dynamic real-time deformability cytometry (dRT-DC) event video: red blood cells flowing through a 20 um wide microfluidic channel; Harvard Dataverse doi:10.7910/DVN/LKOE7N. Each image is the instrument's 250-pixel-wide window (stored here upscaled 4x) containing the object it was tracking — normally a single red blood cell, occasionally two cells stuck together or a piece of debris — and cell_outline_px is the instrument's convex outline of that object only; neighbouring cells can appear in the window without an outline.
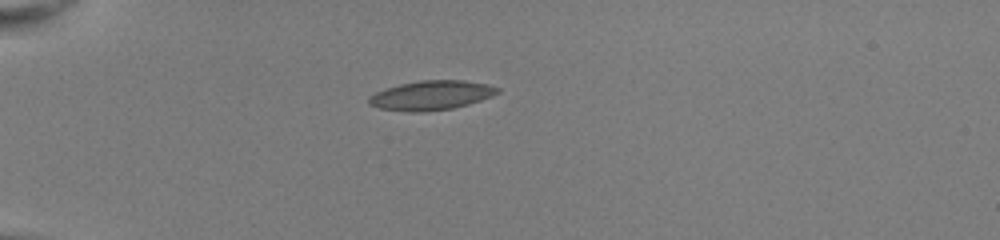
{"species": "common noctule bat (a hibernating species)", "species_latin": "Nyctalus noctula", "temperature_condition": "room temperature", "stored_images_in_passage": 37, "camera_frame_rate_fps": 3000, "um_per_image_px": 0.085, "animal": {"sex": "female", "body_mass_g": 22.0, "forearm_length_mm": 56.7}, "frame": {"image": 1, "passage_image": 1, "time_ms": 0.0, "image_size_px": [1000, 240], "cell_outline_px": [[500, 92], [492, 96], [468, 104], [452, 108], [420, 112], [412, 112], [380, 108], [368, 104], [368, 96], [376, 92], [400, 84], [420, 80], [464, 80], [488, 84], [500, 88]], "centroid_in_image_um": [36.67, 8.09], "position_along_channel_um": 48.3, "area_um2": 21.91}}
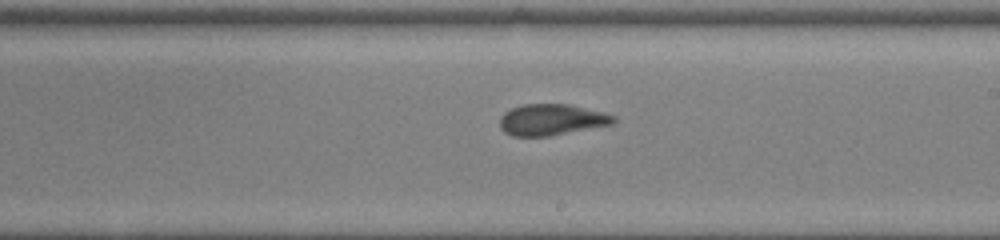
{"frame": {"image": 2, "passage_image": 18, "time_ms": 5.667, "image_size_px": [1000, 240], "cell_outline_px": [[616, 120], [612, 124], [548, 136], [512, 136], [504, 132], [500, 128], [500, 116], [504, 112], [512, 108], [524, 104], [568, 104], [604, 112], [616, 116]], "centroid_in_image_um": [46.86, 10.17], "position_along_channel_um": 242.1, "area_um2": 20.63}}
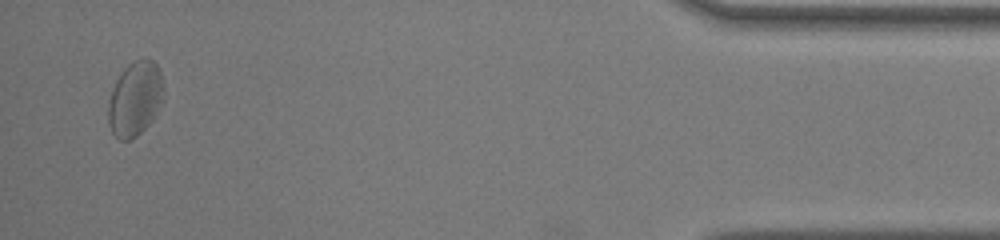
{"frame": {"image": 3, "passage_image": 36, "time_ms": 11.667, "image_size_px": [1000, 240], "cell_outline_px": [[164, 96], [152, 120], [136, 136], [128, 140], [120, 140], [112, 132], [108, 120], [108, 100], [112, 88], [116, 80], [124, 68], [128, 64], [136, 60], [148, 56], [156, 64], [160, 72], [164, 84]], "centroid_in_image_um": [11.48, 8.36], "position_along_channel_um": 423.7, "area_um2": 24.1}, "authors_computed_cell_mechanics": {"area_um2": 21.3282, "velocity_mm_per_s": 4.006, "shape_relaxation_time_tau1_ms": 3.0261, "shape_relaxation_time_tau2_ms": 1.5346, "deformation_change_tau1": 0.0748, "deformation_change_tau2": 0.072}}